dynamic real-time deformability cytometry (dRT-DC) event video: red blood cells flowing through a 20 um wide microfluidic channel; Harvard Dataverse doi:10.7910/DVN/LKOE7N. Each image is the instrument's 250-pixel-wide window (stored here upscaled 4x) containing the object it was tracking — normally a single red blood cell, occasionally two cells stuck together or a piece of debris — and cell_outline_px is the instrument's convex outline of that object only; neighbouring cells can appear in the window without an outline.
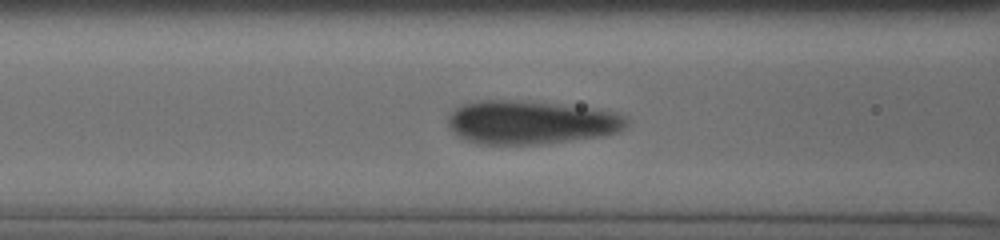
{"species": "human", "species_latin": "Homo sapiens", "temperature_condition": "cold", "stored_images_in_passage": 47, "camera_frame_rate_fps": 3000, "um_per_image_px": 0.085, "donor": {"sex": "male"}, "frame": {"image": 1, "passage_image": 12, "time_ms": 3.0, "image_size_px": [1000, 240], "cell_outline_px": [[628, 124], [620, 132], [604, 136], [536, 144], [476, 144], [464, 140], [456, 136], [452, 132], [448, 124], [448, 116], [456, 108], [464, 104], [480, 100], [516, 100], [556, 104], [588, 108], [612, 112], [628, 120]], "centroid_in_image_um": [45.06, 10.41], "position_along_channel_um": 121.5, "area_um2": 45.08}}
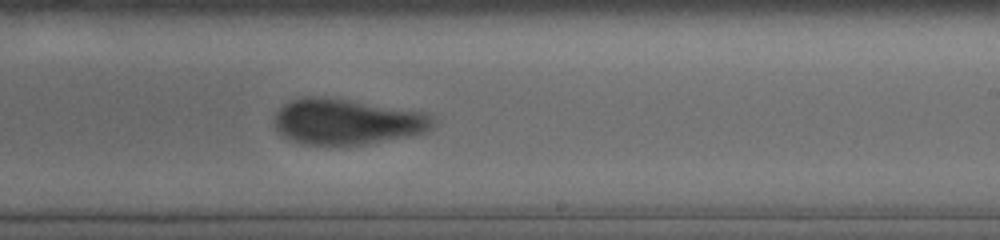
{"frame": {"image": 2, "passage_image": 26, "time_ms": 6.667, "image_size_px": [1000, 240], "cell_outline_px": [[432, 124], [428, 132], [412, 136], [364, 144], [332, 148], [304, 144], [288, 140], [276, 128], [276, 112], [284, 104], [292, 100], [308, 96], [340, 100], [424, 112], [432, 116]], "centroid_in_image_um": [29.46, 10.41], "position_along_channel_um": 259.5, "area_um2": 42.02}}
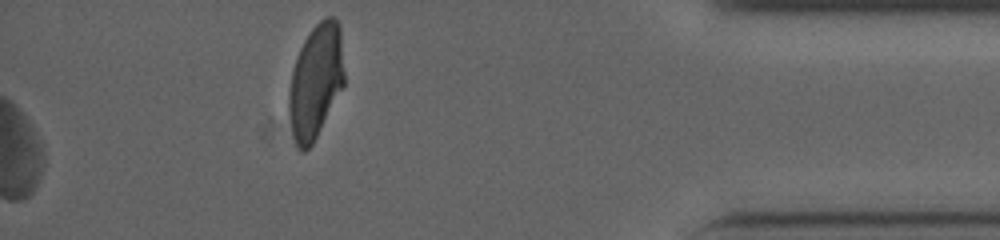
{"frame": {"image": 3, "passage_image": 47, "time_ms": 13.667, "image_size_px": [1000, 240], "cell_outline_px": [[344, 84], [312, 144], [304, 152], [296, 144], [288, 116], [288, 96], [292, 72], [296, 56], [304, 40], [312, 28], [324, 16], [332, 16], [340, 24], [344, 72]], "centroid_in_image_um": [26.83, 6.86], "position_along_channel_um": 408.4, "area_um2": 36.59}}